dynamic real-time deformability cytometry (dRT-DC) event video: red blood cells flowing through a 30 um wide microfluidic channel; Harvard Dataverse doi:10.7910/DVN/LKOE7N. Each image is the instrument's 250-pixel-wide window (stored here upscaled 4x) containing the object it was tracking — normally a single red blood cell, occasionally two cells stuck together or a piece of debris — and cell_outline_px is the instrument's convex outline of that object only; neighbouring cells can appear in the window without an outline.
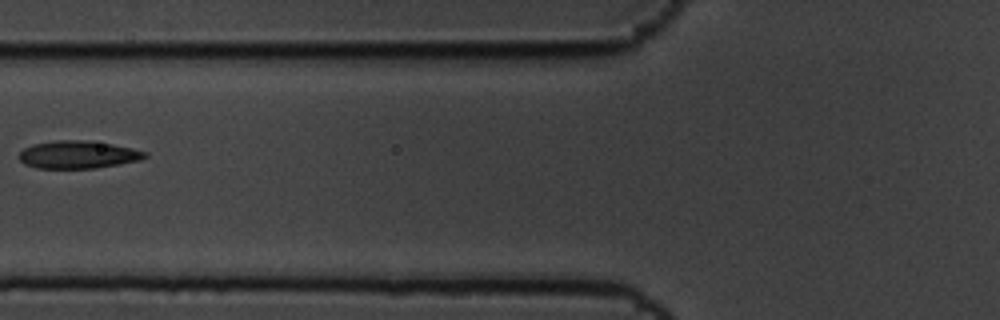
{"species": "common noctule bat (a hibernating species)", "species_latin": "Nyctalus noctula", "temperature_condition": "cold", "stored_images_in_passage": 6, "camera_frame_rate_fps": 3000, "um_per_image_px": 0.085, "animal": {"sex": "male", "body_mass_g": 19.5, "forearm_length_mm": 54.6}, "frame": {"image": 1, "passage_image": 3, "time_ms": 0.667, "image_size_px": [1000, 320], "cell_outline_px": [[148, 156], [140, 160], [120, 164], [96, 168], [36, 168], [24, 164], [20, 160], [20, 152], [24, 148], [32, 144], [56, 140], [92, 140], [132, 148], [148, 152]], "centroid_in_image_um": [6.65, 13.14], "position_along_channel_um": 119.1, "area_um2": 20.46}}
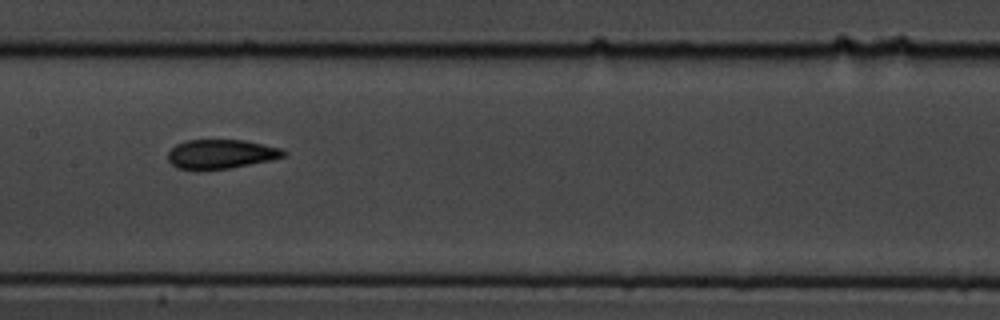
{"frame": {"image": 2, "passage_image": 5, "time_ms": 1.333, "image_size_px": [1000, 320], "cell_outline_px": [[288, 152], [284, 156], [268, 160], [228, 168], [176, 168], [168, 160], [168, 152], [176, 144], [188, 140], [244, 140], [284, 148]], "centroid_in_image_um": [18.81, 13.06], "position_along_channel_um": 188.6, "area_um2": 19.25}}
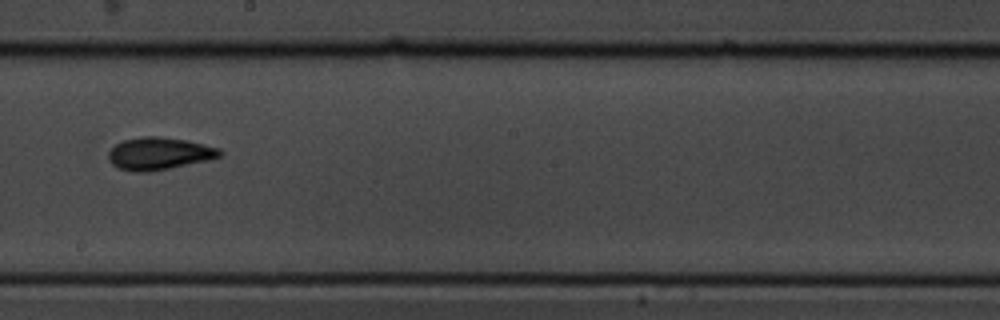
{"frame": {"image": 3, "passage_image": 6, "time_ms": 1.667, "image_size_px": [1000, 320], "cell_outline_px": [[224, 152], [220, 156], [212, 160], [148, 172], [132, 172], [120, 168], [112, 164], [108, 160], [108, 152], [116, 144], [124, 140], [140, 136], [160, 136], [184, 140], [204, 144], [220, 148]], "centroid_in_image_um": [13.55, 13.05], "position_along_channel_um": 234.7, "area_um2": 21.21}}